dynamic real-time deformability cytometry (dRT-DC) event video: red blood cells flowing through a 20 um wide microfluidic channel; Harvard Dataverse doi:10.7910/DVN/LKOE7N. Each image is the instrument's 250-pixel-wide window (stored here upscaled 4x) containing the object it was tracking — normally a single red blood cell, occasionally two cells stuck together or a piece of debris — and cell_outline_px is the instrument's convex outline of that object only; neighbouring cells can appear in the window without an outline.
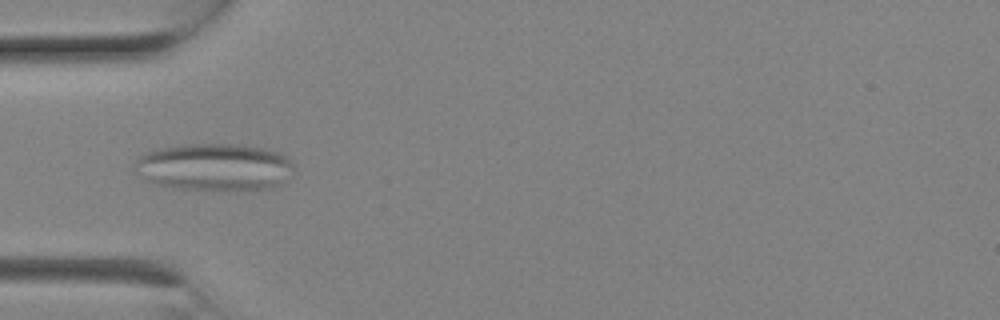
{"species": "Egyptian fruit bat (a non-hibernating species)", "species_latin": "Rousettus aegyptiacus", "temperature_condition": "room temperature", "stored_images_in_passage": 8, "camera_frame_rate_fps": 3000, "um_per_image_px": 0.085, "animal": {"sex": "female"}, "frame": {"image": 1, "passage_image": 7, "time_ms": 2.0, "image_size_px": [1000, 320], "cell_outline_px": [[296, 164], [280, 184], [272, 188], [172, 188], [144, 180], [136, 172], [136, 160], [144, 152], [160, 148], [184, 144], [232, 144], [264, 148], [280, 152], [288, 156]], "centroid_in_image_um": [18.21, 14.16], "position_along_channel_um": 66.8, "area_um2": 43.23}}